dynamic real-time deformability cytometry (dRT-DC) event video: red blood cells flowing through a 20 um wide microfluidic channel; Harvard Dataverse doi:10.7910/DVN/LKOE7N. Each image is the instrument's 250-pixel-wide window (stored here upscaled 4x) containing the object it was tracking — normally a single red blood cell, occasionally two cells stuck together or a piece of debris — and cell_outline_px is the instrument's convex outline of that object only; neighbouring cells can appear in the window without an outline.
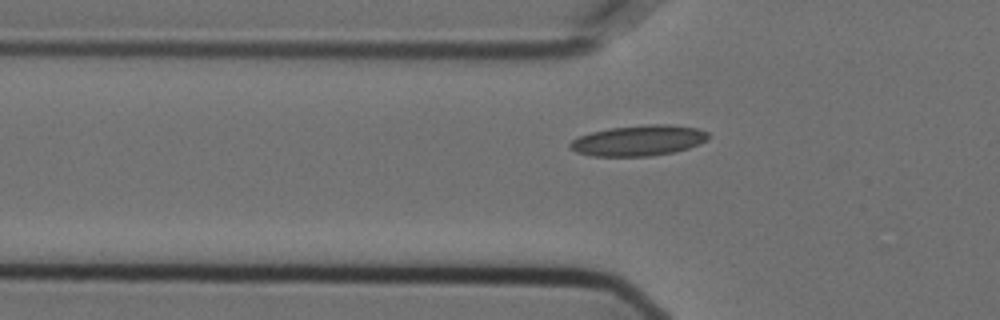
{"species": "Egyptian fruit bat (a non-hibernating species)", "species_latin": "Rousettus aegyptiacus", "temperature_condition": "cold", "stored_images_in_passage": 34, "camera_frame_rate_fps": 3000, "um_per_image_px": 0.085, "animal": {"sex": "female"}, "frame": {"image": 1, "passage_image": 3, "time_ms": 0.667, "image_size_px": [1000, 320], "cell_outline_px": [[708, 140], [700, 144], [688, 148], [672, 152], [648, 156], [592, 156], [576, 152], [568, 144], [572, 140], [580, 136], [592, 132], [608, 128], [648, 124], [664, 124], [696, 128], [708, 132]], "centroid_in_image_um": [54.28, 11.94], "position_along_channel_um": 71.5, "area_um2": 24.51}}
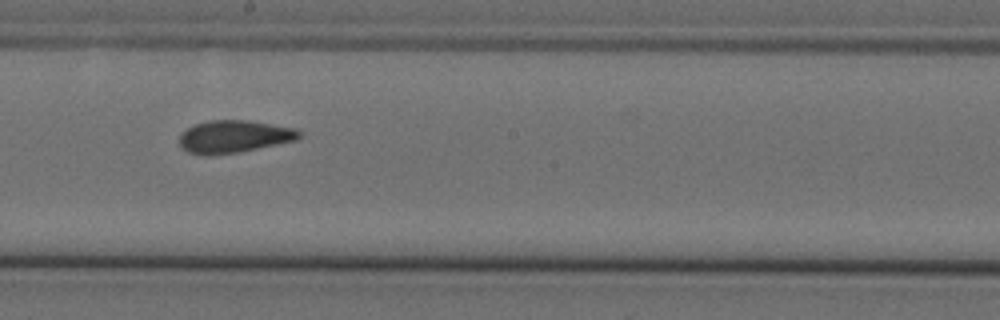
{"frame": {"image": 2, "passage_image": 16, "time_ms": 5.0, "image_size_px": [1000, 320], "cell_outline_px": [[300, 136], [296, 140], [240, 152], [212, 156], [204, 156], [188, 152], [180, 148], [180, 132], [196, 124], [208, 120], [248, 120], [296, 128], [300, 132]], "centroid_in_image_um": [19.85, 11.62], "position_along_channel_um": 228.3, "area_um2": 22.89}}
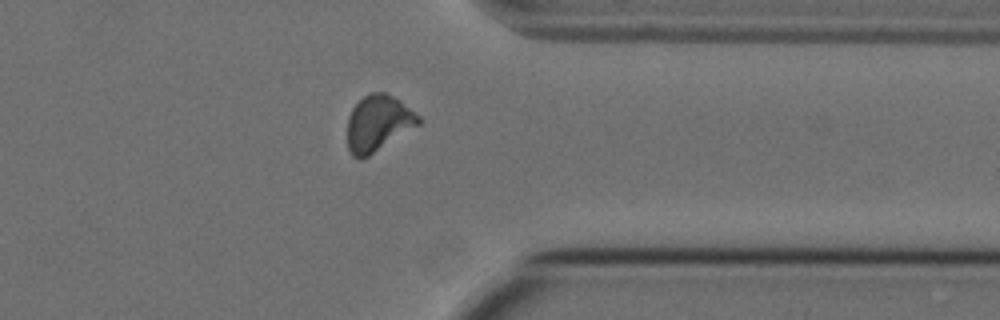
{"frame": {"image": 3, "passage_image": 29, "time_ms": 9.333, "image_size_px": [1000, 320], "cell_outline_px": [[424, 120], [420, 124], [368, 156], [360, 160], [352, 156], [348, 148], [348, 116], [352, 108], [364, 96], [372, 92], [384, 92], [400, 100], [420, 116]], "centroid_in_image_um": [32.15, 10.47], "position_along_channel_um": 379.2, "area_um2": 23.18}}